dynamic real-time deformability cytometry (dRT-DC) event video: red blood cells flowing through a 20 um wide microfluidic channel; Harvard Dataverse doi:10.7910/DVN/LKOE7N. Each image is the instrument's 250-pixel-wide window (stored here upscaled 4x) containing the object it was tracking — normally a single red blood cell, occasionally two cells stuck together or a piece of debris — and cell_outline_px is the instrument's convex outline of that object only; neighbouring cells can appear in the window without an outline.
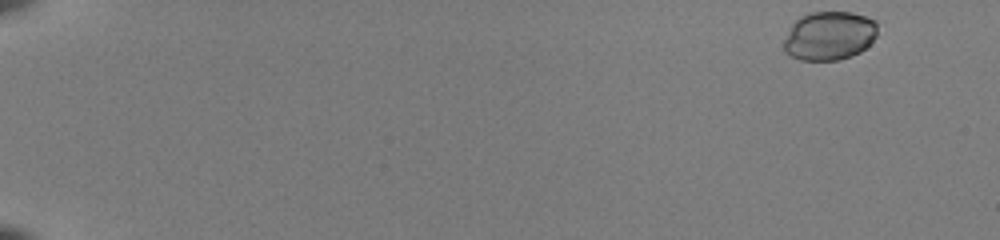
{"species": "common noctule bat (a hibernating species)", "species_latin": "Nyctalus noctula", "temperature_condition": "room temperature", "stored_images_in_passage": 52, "segment_of_instrument_passage": [1, 2], "camera_frame_rate_fps": 3000, "um_per_image_px": 0.085, "animal": {"sex": "female", "body_mass_g": 22.0, "forearm_length_mm": 56.7}, "frame": {"image": 1, "passage_image": 1, "time_ms": 0.0, "image_size_px": [1000, 240], "cell_outline_px": [[876, 36], [860, 52], [852, 56], [836, 60], [800, 60], [784, 52], [784, 40], [792, 24], [800, 16], [808, 12], [852, 12], [876, 20]], "centroid_in_image_um": [70.47, 3.03], "position_along_channel_um": 14.5, "area_um2": 26.59}}
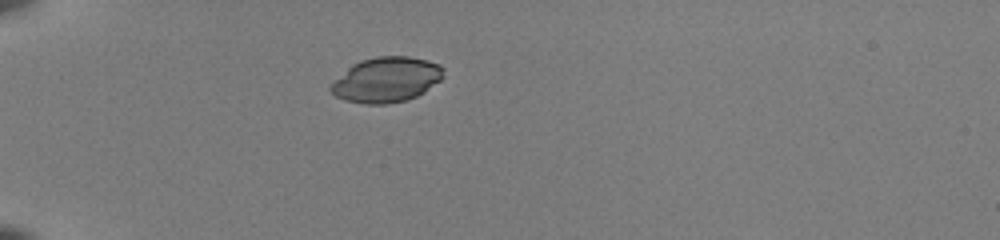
{"frame": {"image": 2, "passage_image": 15, "time_ms": 4.667, "image_size_px": [1000, 240], "cell_outline_px": [[444, 76], [440, 80], [424, 92], [408, 100], [388, 104], [364, 104], [344, 100], [336, 96], [328, 88], [352, 64], [360, 60], [376, 56], [408, 56], [428, 60], [440, 64], [444, 68]], "centroid_in_image_um": [32.87, 6.77], "position_along_channel_um": 52.1, "area_um2": 29.71}}
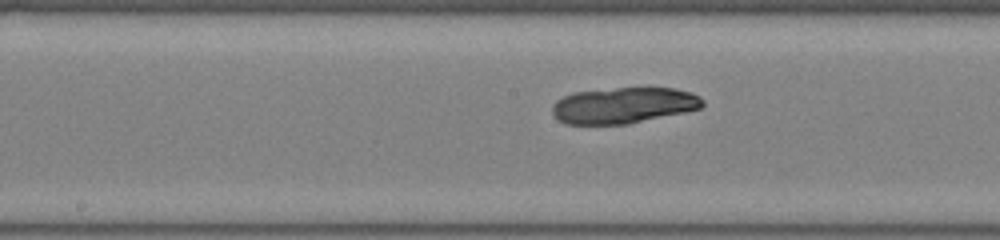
{"frame": {"image": 3, "passage_image": 28, "time_ms": 9.0, "image_size_px": [1000, 240], "cell_outline_px": [[704, 104], [700, 108], [684, 112], [628, 124], [564, 124], [552, 112], [552, 104], [556, 100], [572, 92], [616, 88], [676, 88], [692, 92], [700, 96], [704, 100]], "centroid_in_image_um": [53.01, 8.95], "position_along_channel_um": 195.2, "area_um2": 31.62}}